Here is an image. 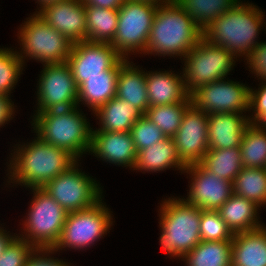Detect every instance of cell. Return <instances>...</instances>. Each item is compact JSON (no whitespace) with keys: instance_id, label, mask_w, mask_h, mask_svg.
Masks as SVG:
<instances>
[{"instance_id":"1f68e13d","label":"cell","mask_w":266,"mask_h":266,"mask_svg":"<svg viewBox=\"0 0 266 266\" xmlns=\"http://www.w3.org/2000/svg\"><path fill=\"white\" fill-rule=\"evenodd\" d=\"M239 148L243 167L266 168V130L250 124Z\"/></svg>"},{"instance_id":"603a6c76","label":"cell","mask_w":266,"mask_h":266,"mask_svg":"<svg viewBox=\"0 0 266 266\" xmlns=\"http://www.w3.org/2000/svg\"><path fill=\"white\" fill-rule=\"evenodd\" d=\"M231 266H266V224L234 234Z\"/></svg>"},{"instance_id":"f546056e","label":"cell","mask_w":266,"mask_h":266,"mask_svg":"<svg viewBox=\"0 0 266 266\" xmlns=\"http://www.w3.org/2000/svg\"><path fill=\"white\" fill-rule=\"evenodd\" d=\"M204 31L219 16L228 12L240 0H173Z\"/></svg>"},{"instance_id":"4dcf8cb0","label":"cell","mask_w":266,"mask_h":266,"mask_svg":"<svg viewBox=\"0 0 266 266\" xmlns=\"http://www.w3.org/2000/svg\"><path fill=\"white\" fill-rule=\"evenodd\" d=\"M233 193L266 208V168L243 167L233 182Z\"/></svg>"},{"instance_id":"7bdbcfd3","label":"cell","mask_w":266,"mask_h":266,"mask_svg":"<svg viewBox=\"0 0 266 266\" xmlns=\"http://www.w3.org/2000/svg\"><path fill=\"white\" fill-rule=\"evenodd\" d=\"M4 226V223H0V256L4 253L10 243L18 236L16 232L10 233V231H7Z\"/></svg>"},{"instance_id":"30bf717a","label":"cell","mask_w":266,"mask_h":266,"mask_svg":"<svg viewBox=\"0 0 266 266\" xmlns=\"http://www.w3.org/2000/svg\"><path fill=\"white\" fill-rule=\"evenodd\" d=\"M157 4L125 0L118 9V24L111 45L126 59L146 52Z\"/></svg>"},{"instance_id":"7c38bea8","label":"cell","mask_w":266,"mask_h":266,"mask_svg":"<svg viewBox=\"0 0 266 266\" xmlns=\"http://www.w3.org/2000/svg\"><path fill=\"white\" fill-rule=\"evenodd\" d=\"M38 75L34 113L78 106V87L67 63L44 64Z\"/></svg>"},{"instance_id":"ee69618b","label":"cell","mask_w":266,"mask_h":266,"mask_svg":"<svg viewBox=\"0 0 266 266\" xmlns=\"http://www.w3.org/2000/svg\"><path fill=\"white\" fill-rule=\"evenodd\" d=\"M35 3H37V9H35V12L33 13H37L40 9H42L44 6L50 4V3H57V2H62V1H66V0H34ZM39 6V7H38Z\"/></svg>"},{"instance_id":"44dd1931","label":"cell","mask_w":266,"mask_h":266,"mask_svg":"<svg viewBox=\"0 0 266 266\" xmlns=\"http://www.w3.org/2000/svg\"><path fill=\"white\" fill-rule=\"evenodd\" d=\"M186 165L180 160L176 144L171 137H166L153 146L140 150L133 171L158 173L165 170L184 172ZM175 168V169H173Z\"/></svg>"},{"instance_id":"bcb514c9","label":"cell","mask_w":266,"mask_h":266,"mask_svg":"<svg viewBox=\"0 0 266 266\" xmlns=\"http://www.w3.org/2000/svg\"><path fill=\"white\" fill-rule=\"evenodd\" d=\"M262 13H263V15H264V18H263V20H264V21H263V27H265V30H264V31L266 32V21H265V20H266V17H265L266 15H265V11L262 12Z\"/></svg>"},{"instance_id":"5bb4252c","label":"cell","mask_w":266,"mask_h":266,"mask_svg":"<svg viewBox=\"0 0 266 266\" xmlns=\"http://www.w3.org/2000/svg\"><path fill=\"white\" fill-rule=\"evenodd\" d=\"M122 59L111 43L82 41L73 43L66 63L79 87L86 77L104 75V71L114 68Z\"/></svg>"},{"instance_id":"6da1fadb","label":"cell","mask_w":266,"mask_h":266,"mask_svg":"<svg viewBox=\"0 0 266 266\" xmlns=\"http://www.w3.org/2000/svg\"><path fill=\"white\" fill-rule=\"evenodd\" d=\"M20 143V144H19ZM6 162L9 187L42 188L48 181L67 171L78 160L63 148L41 141L37 136L12 146ZM11 183L13 185H11ZM11 185V186H10Z\"/></svg>"},{"instance_id":"60d3db41","label":"cell","mask_w":266,"mask_h":266,"mask_svg":"<svg viewBox=\"0 0 266 266\" xmlns=\"http://www.w3.org/2000/svg\"><path fill=\"white\" fill-rule=\"evenodd\" d=\"M16 107L11 97L0 94V128L5 127L14 119L16 109H18Z\"/></svg>"},{"instance_id":"d6986e66","label":"cell","mask_w":266,"mask_h":266,"mask_svg":"<svg viewBox=\"0 0 266 266\" xmlns=\"http://www.w3.org/2000/svg\"><path fill=\"white\" fill-rule=\"evenodd\" d=\"M162 70L165 69L146 71L149 107L187 101L190 94L186 91L182 72Z\"/></svg>"},{"instance_id":"7402d4cb","label":"cell","mask_w":266,"mask_h":266,"mask_svg":"<svg viewBox=\"0 0 266 266\" xmlns=\"http://www.w3.org/2000/svg\"><path fill=\"white\" fill-rule=\"evenodd\" d=\"M126 60L123 58L114 68L104 71V75L86 77V81L78 87V106L88 107L93 114L115 97L119 68Z\"/></svg>"},{"instance_id":"8992f818","label":"cell","mask_w":266,"mask_h":266,"mask_svg":"<svg viewBox=\"0 0 266 266\" xmlns=\"http://www.w3.org/2000/svg\"><path fill=\"white\" fill-rule=\"evenodd\" d=\"M19 26L16 36L20 48L16 52L25 66L32 59L42 65L67 62L73 43L36 13Z\"/></svg>"},{"instance_id":"7a4b0ae2","label":"cell","mask_w":266,"mask_h":266,"mask_svg":"<svg viewBox=\"0 0 266 266\" xmlns=\"http://www.w3.org/2000/svg\"><path fill=\"white\" fill-rule=\"evenodd\" d=\"M203 31L173 0L158 5L145 55L179 58L200 41Z\"/></svg>"},{"instance_id":"5b68a950","label":"cell","mask_w":266,"mask_h":266,"mask_svg":"<svg viewBox=\"0 0 266 266\" xmlns=\"http://www.w3.org/2000/svg\"><path fill=\"white\" fill-rule=\"evenodd\" d=\"M180 197L162 198L157 209L160 226L159 245L170 259L175 258L179 261L201 242V209Z\"/></svg>"},{"instance_id":"836d02e7","label":"cell","mask_w":266,"mask_h":266,"mask_svg":"<svg viewBox=\"0 0 266 266\" xmlns=\"http://www.w3.org/2000/svg\"><path fill=\"white\" fill-rule=\"evenodd\" d=\"M14 49L0 46V94L9 97L26 68Z\"/></svg>"},{"instance_id":"e575fe53","label":"cell","mask_w":266,"mask_h":266,"mask_svg":"<svg viewBox=\"0 0 266 266\" xmlns=\"http://www.w3.org/2000/svg\"><path fill=\"white\" fill-rule=\"evenodd\" d=\"M199 234L201 241H232L234 234L217 210H202Z\"/></svg>"},{"instance_id":"f1b7e54d","label":"cell","mask_w":266,"mask_h":266,"mask_svg":"<svg viewBox=\"0 0 266 266\" xmlns=\"http://www.w3.org/2000/svg\"><path fill=\"white\" fill-rule=\"evenodd\" d=\"M200 164L218 178L231 183L243 168L239 147L208 150Z\"/></svg>"},{"instance_id":"e0dca14e","label":"cell","mask_w":266,"mask_h":266,"mask_svg":"<svg viewBox=\"0 0 266 266\" xmlns=\"http://www.w3.org/2000/svg\"><path fill=\"white\" fill-rule=\"evenodd\" d=\"M36 14L72 43L87 41L85 5L81 0L50 3Z\"/></svg>"},{"instance_id":"ac0fdd59","label":"cell","mask_w":266,"mask_h":266,"mask_svg":"<svg viewBox=\"0 0 266 266\" xmlns=\"http://www.w3.org/2000/svg\"><path fill=\"white\" fill-rule=\"evenodd\" d=\"M137 150L130 132L92 131L91 148L88 155L105 163L134 169Z\"/></svg>"},{"instance_id":"74e56055","label":"cell","mask_w":266,"mask_h":266,"mask_svg":"<svg viewBox=\"0 0 266 266\" xmlns=\"http://www.w3.org/2000/svg\"><path fill=\"white\" fill-rule=\"evenodd\" d=\"M33 245L20 237H16L0 256V266H25Z\"/></svg>"},{"instance_id":"cb8c5ba5","label":"cell","mask_w":266,"mask_h":266,"mask_svg":"<svg viewBox=\"0 0 266 266\" xmlns=\"http://www.w3.org/2000/svg\"><path fill=\"white\" fill-rule=\"evenodd\" d=\"M116 97L131 103L143 114L149 108L146 72L142 66L127 59L119 68Z\"/></svg>"},{"instance_id":"9a60e30c","label":"cell","mask_w":266,"mask_h":266,"mask_svg":"<svg viewBox=\"0 0 266 266\" xmlns=\"http://www.w3.org/2000/svg\"><path fill=\"white\" fill-rule=\"evenodd\" d=\"M184 173L190 180L189 192L182 198L202 210H218L233 194V183L218 178L200 163L188 165Z\"/></svg>"},{"instance_id":"484cf974","label":"cell","mask_w":266,"mask_h":266,"mask_svg":"<svg viewBox=\"0 0 266 266\" xmlns=\"http://www.w3.org/2000/svg\"><path fill=\"white\" fill-rule=\"evenodd\" d=\"M260 209L254 202L233 193L217 211L232 233L236 234L265 224L259 216Z\"/></svg>"},{"instance_id":"277c9868","label":"cell","mask_w":266,"mask_h":266,"mask_svg":"<svg viewBox=\"0 0 266 266\" xmlns=\"http://www.w3.org/2000/svg\"><path fill=\"white\" fill-rule=\"evenodd\" d=\"M259 8L255 3L240 0L228 12L213 21L203 31V37L244 60L260 41L259 34L264 28L263 11Z\"/></svg>"},{"instance_id":"d6a6232c","label":"cell","mask_w":266,"mask_h":266,"mask_svg":"<svg viewBox=\"0 0 266 266\" xmlns=\"http://www.w3.org/2000/svg\"><path fill=\"white\" fill-rule=\"evenodd\" d=\"M191 98L183 103L152 106L144 114L166 137H173L178 131Z\"/></svg>"},{"instance_id":"52a82bcc","label":"cell","mask_w":266,"mask_h":266,"mask_svg":"<svg viewBox=\"0 0 266 266\" xmlns=\"http://www.w3.org/2000/svg\"><path fill=\"white\" fill-rule=\"evenodd\" d=\"M28 191L33 195L25 219L19 223L22 228L18 237L35 248H54L68 213L42 188H29Z\"/></svg>"},{"instance_id":"d590c367","label":"cell","mask_w":266,"mask_h":266,"mask_svg":"<svg viewBox=\"0 0 266 266\" xmlns=\"http://www.w3.org/2000/svg\"><path fill=\"white\" fill-rule=\"evenodd\" d=\"M130 134L134 141L137 152L157 144L166 136L144 114L135 122Z\"/></svg>"},{"instance_id":"f35d334b","label":"cell","mask_w":266,"mask_h":266,"mask_svg":"<svg viewBox=\"0 0 266 266\" xmlns=\"http://www.w3.org/2000/svg\"><path fill=\"white\" fill-rule=\"evenodd\" d=\"M245 65L255 79L262 82L266 80V41L258 42L244 59Z\"/></svg>"},{"instance_id":"9c48e42d","label":"cell","mask_w":266,"mask_h":266,"mask_svg":"<svg viewBox=\"0 0 266 266\" xmlns=\"http://www.w3.org/2000/svg\"><path fill=\"white\" fill-rule=\"evenodd\" d=\"M103 199L88 209L68 213L59 241L53 249L59 254L66 249L88 250L110 233L114 216Z\"/></svg>"},{"instance_id":"2e32d148","label":"cell","mask_w":266,"mask_h":266,"mask_svg":"<svg viewBox=\"0 0 266 266\" xmlns=\"http://www.w3.org/2000/svg\"><path fill=\"white\" fill-rule=\"evenodd\" d=\"M180 160L186 165L200 163L208 149V114L192 104L172 137Z\"/></svg>"},{"instance_id":"3957f363","label":"cell","mask_w":266,"mask_h":266,"mask_svg":"<svg viewBox=\"0 0 266 266\" xmlns=\"http://www.w3.org/2000/svg\"><path fill=\"white\" fill-rule=\"evenodd\" d=\"M80 108L33 113L31 131L41 141L63 148L81 161L90 152L93 127Z\"/></svg>"},{"instance_id":"ab89813d","label":"cell","mask_w":266,"mask_h":266,"mask_svg":"<svg viewBox=\"0 0 266 266\" xmlns=\"http://www.w3.org/2000/svg\"><path fill=\"white\" fill-rule=\"evenodd\" d=\"M56 253L58 254L53 248H35L25 266H74L71 262H67L68 260L57 258Z\"/></svg>"},{"instance_id":"ffe728a7","label":"cell","mask_w":266,"mask_h":266,"mask_svg":"<svg viewBox=\"0 0 266 266\" xmlns=\"http://www.w3.org/2000/svg\"><path fill=\"white\" fill-rule=\"evenodd\" d=\"M249 125L248 114L213 113L208 115V149L239 147L243 133Z\"/></svg>"},{"instance_id":"f6af8a7d","label":"cell","mask_w":266,"mask_h":266,"mask_svg":"<svg viewBox=\"0 0 266 266\" xmlns=\"http://www.w3.org/2000/svg\"><path fill=\"white\" fill-rule=\"evenodd\" d=\"M134 1H144V2H150L153 4H157V5H162V4H165L171 0H134Z\"/></svg>"},{"instance_id":"4316f807","label":"cell","mask_w":266,"mask_h":266,"mask_svg":"<svg viewBox=\"0 0 266 266\" xmlns=\"http://www.w3.org/2000/svg\"><path fill=\"white\" fill-rule=\"evenodd\" d=\"M87 41L111 43L116 34L118 10L85 5Z\"/></svg>"},{"instance_id":"8fae6325","label":"cell","mask_w":266,"mask_h":266,"mask_svg":"<svg viewBox=\"0 0 266 266\" xmlns=\"http://www.w3.org/2000/svg\"><path fill=\"white\" fill-rule=\"evenodd\" d=\"M79 163L42 187L67 213L88 209L104 197L100 181L83 172Z\"/></svg>"},{"instance_id":"4fadbf2b","label":"cell","mask_w":266,"mask_h":266,"mask_svg":"<svg viewBox=\"0 0 266 266\" xmlns=\"http://www.w3.org/2000/svg\"><path fill=\"white\" fill-rule=\"evenodd\" d=\"M249 90L247 83L223 78L207 83L190 94L191 104L206 112L239 113L249 112Z\"/></svg>"},{"instance_id":"ba28073f","label":"cell","mask_w":266,"mask_h":266,"mask_svg":"<svg viewBox=\"0 0 266 266\" xmlns=\"http://www.w3.org/2000/svg\"><path fill=\"white\" fill-rule=\"evenodd\" d=\"M241 61L225 47L214 45L204 37L184 56L182 74L186 91L226 78Z\"/></svg>"},{"instance_id":"b9f144b4","label":"cell","mask_w":266,"mask_h":266,"mask_svg":"<svg viewBox=\"0 0 266 266\" xmlns=\"http://www.w3.org/2000/svg\"><path fill=\"white\" fill-rule=\"evenodd\" d=\"M84 5H91L101 8L119 9L125 0H81Z\"/></svg>"},{"instance_id":"8d00e7d4","label":"cell","mask_w":266,"mask_h":266,"mask_svg":"<svg viewBox=\"0 0 266 266\" xmlns=\"http://www.w3.org/2000/svg\"><path fill=\"white\" fill-rule=\"evenodd\" d=\"M249 90V122L266 130V80ZM252 112V113H251Z\"/></svg>"},{"instance_id":"83f0119b","label":"cell","mask_w":266,"mask_h":266,"mask_svg":"<svg viewBox=\"0 0 266 266\" xmlns=\"http://www.w3.org/2000/svg\"><path fill=\"white\" fill-rule=\"evenodd\" d=\"M232 241H201L181 261L185 266H231Z\"/></svg>"},{"instance_id":"d4e9b609","label":"cell","mask_w":266,"mask_h":266,"mask_svg":"<svg viewBox=\"0 0 266 266\" xmlns=\"http://www.w3.org/2000/svg\"><path fill=\"white\" fill-rule=\"evenodd\" d=\"M142 115L143 113L131 103L115 96L93 113L95 120H99L97 124L100 125L92 131L130 132Z\"/></svg>"}]
</instances>
